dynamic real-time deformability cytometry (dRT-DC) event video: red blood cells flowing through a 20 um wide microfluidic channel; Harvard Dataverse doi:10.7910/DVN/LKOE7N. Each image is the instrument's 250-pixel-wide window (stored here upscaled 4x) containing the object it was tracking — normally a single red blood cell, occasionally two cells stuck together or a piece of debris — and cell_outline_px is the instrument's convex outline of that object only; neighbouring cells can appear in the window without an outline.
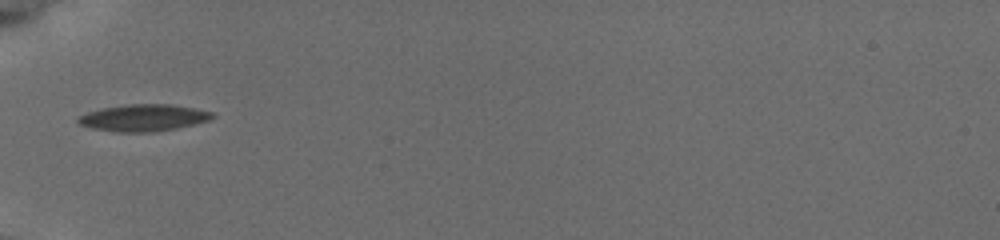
{"species": "common noctule bat (a hibernating species)", "species_latin": "Nyctalus noctula", "temperature_condition": "cold", "stored_images_in_passage": 4, "camera_frame_rate_fps": 3000, "um_per_image_px": 0.085, "animal": {"sex": "female", "body_mass_g": 19.5, "forearm_length_mm": 54.1}, "frame": {"image": 1, "passage_image": 1, "time_ms": 0.0, "image_size_px": [1000, 240], "cell_outline_px": [[216, 116], [208, 120], [176, 128], [144, 132], [116, 132], [92, 128], [80, 124], [76, 120], [80, 116], [88, 112], [100, 108], [128, 104], [172, 104], [212, 112]], "centroid_in_image_um": [12.16, 10.0], "position_along_channel_um": 72.8, "area_um2": 20.69}}